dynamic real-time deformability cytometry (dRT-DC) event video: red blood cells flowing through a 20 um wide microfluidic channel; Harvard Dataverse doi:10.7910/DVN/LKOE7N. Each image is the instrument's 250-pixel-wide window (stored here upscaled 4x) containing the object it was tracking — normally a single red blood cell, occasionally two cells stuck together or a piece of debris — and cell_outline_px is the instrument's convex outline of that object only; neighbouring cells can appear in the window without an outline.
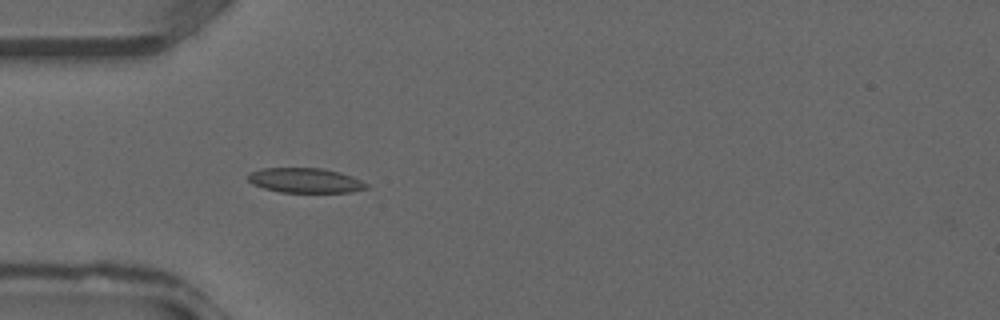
{"species": "common noctule bat (a hibernating species)", "species_latin": "Nyctalus noctula", "temperature_condition": "warm", "stored_images_in_passage": 36, "camera_frame_rate_fps": 3000, "um_per_image_px": 0.085, "animal": {"sex": "male", "forearm_length_mm": 52.5}, "frame": {"image": 1, "passage_image": 11, "time_ms": 3.333, "image_size_px": [1000, 320], "cell_outline_px": [[368, 188], [352, 192], [280, 192], [264, 188], [252, 184], [248, 180], [248, 176], [252, 172], [264, 168], [320, 168], [340, 172], [352, 176], [368, 184]], "centroid_in_image_um": [25.97, 15.34], "position_along_channel_um": 59.0, "area_um2": 16.99}}
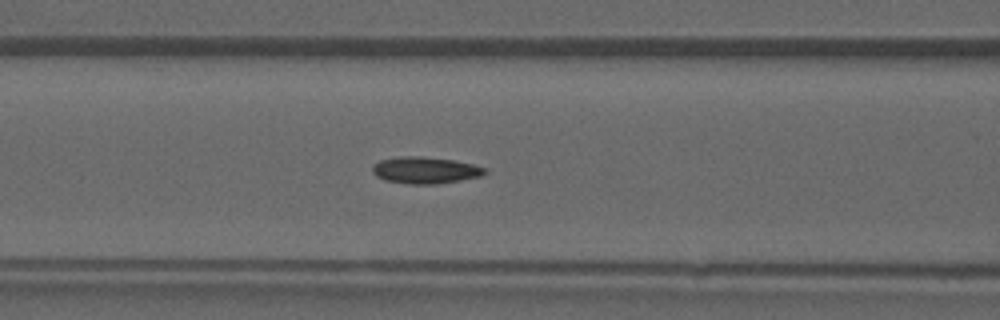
{"frame": {"image": 2, "passage_image": 15, "time_ms": 4.667, "image_size_px": [1000, 320], "cell_outline_px": [[488, 172], [480, 176], [460, 180], [436, 184], [408, 184], [384, 180], [376, 176], [372, 172], [372, 164], [380, 160], [400, 156], [420, 156], [452, 160], [472, 164], [488, 168]], "centroid_in_image_um": [36.12, 14.47], "position_along_channel_um": 130.5, "area_um2": 17.57}}
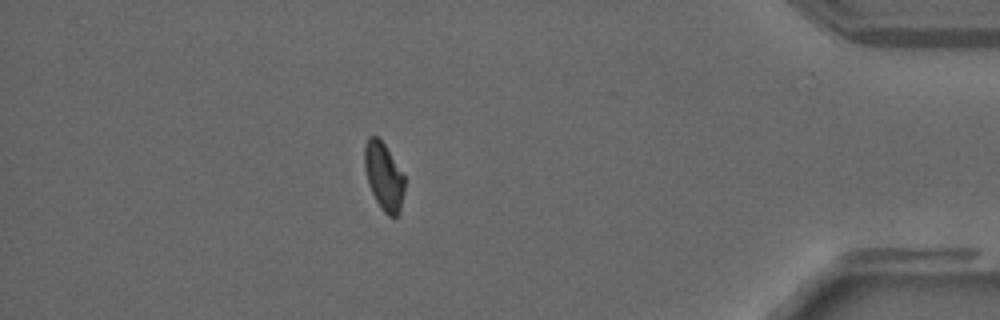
{"frame": {"image": 3, "passage_image": 32, "time_ms": 10.333, "image_size_px": [1000, 320], "cell_outline_px": [[404, 192], [400, 212], [396, 216], [388, 216], [380, 208], [372, 192], [364, 168], [364, 144], [368, 136], [376, 136], [384, 144], [404, 176]], "centroid_in_image_um": [32.61, 15.0], "position_along_channel_um": 402.6, "area_um2": 15.61}}